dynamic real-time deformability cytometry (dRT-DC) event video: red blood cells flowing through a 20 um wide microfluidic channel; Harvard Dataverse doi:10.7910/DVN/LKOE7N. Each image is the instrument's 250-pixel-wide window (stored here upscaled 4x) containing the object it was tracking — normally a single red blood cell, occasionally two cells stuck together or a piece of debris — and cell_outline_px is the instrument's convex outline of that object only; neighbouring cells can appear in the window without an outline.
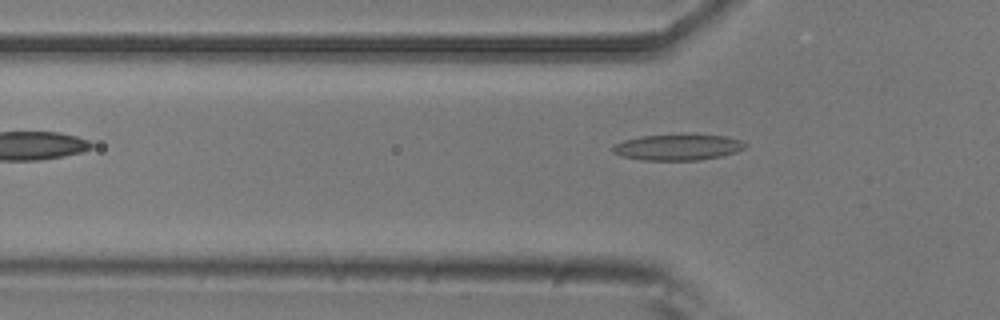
{"species": "common noctule bat (a hibernating species)", "species_latin": "Nyctalus noctula", "temperature_condition": "room temperature", "stored_images_in_passage": 5, "segment_of_instrument_passage": [2, 2], "camera_frame_rate_fps": 3000, "um_per_image_px": 0.085, "animal": {"sex": "male", "body_mass_g": 20.5, "forearm_length_mm": 52.5}, "frame": {"image": 1, "passage_image": 5, "time_ms": 1.333, "image_size_px": [1000, 320], "cell_outline_px": [[748, 144], [744, 148], [736, 152], [720, 156], [700, 160], [644, 160], [624, 156], [612, 152], [612, 148], [616, 144], [624, 140], [640, 136], [680, 132], [692, 132], [728, 136], [744, 140]], "centroid_in_image_um": [57.7, 12.45], "position_along_channel_um": 68.1, "area_um2": 20.98}}